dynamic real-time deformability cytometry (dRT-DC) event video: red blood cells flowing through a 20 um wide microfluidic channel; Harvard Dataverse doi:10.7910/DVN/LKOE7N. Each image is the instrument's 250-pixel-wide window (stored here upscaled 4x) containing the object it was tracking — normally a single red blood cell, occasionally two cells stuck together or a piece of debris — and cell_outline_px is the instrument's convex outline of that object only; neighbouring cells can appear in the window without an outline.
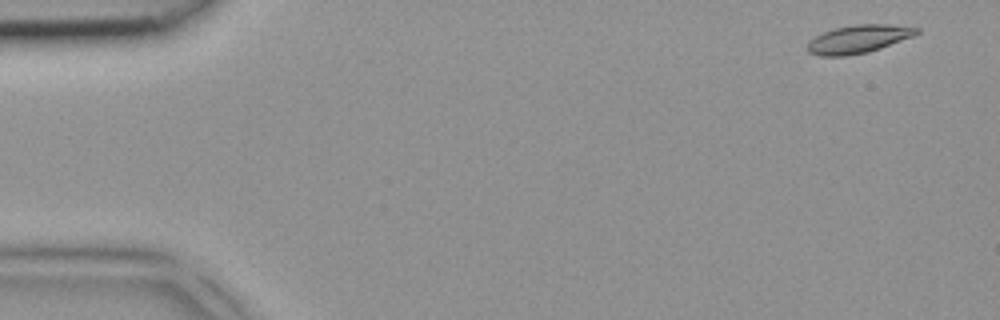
{"species": "common noctule bat (a hibernating species)", "species_latin": "Nyctalus noctula", "temperature_condition": "room temperature", "stored_images_in_passage": 4, "camera_frame_rate_fps": 3000, "um_per_image_px": 0.085, "animal": {"sex": "female", "body_mass_g": 18.4}, "frame": {"image": 1, "passage_image": 1, "time_ms": 0.0, "image_size_px": [1000, 320], "cell_outline_px": [[920, 32], [912, 36], [880, 48], [868, 52], [844, 56], [820, 56], [808, 52], [808, 40], [832, 28], [856, 24], [888, 24], [920, 28]], "centroid_in_image_um": [72.94, 3.31], "position_along_channel_um": 12.1, "area_um2": 17.8}}
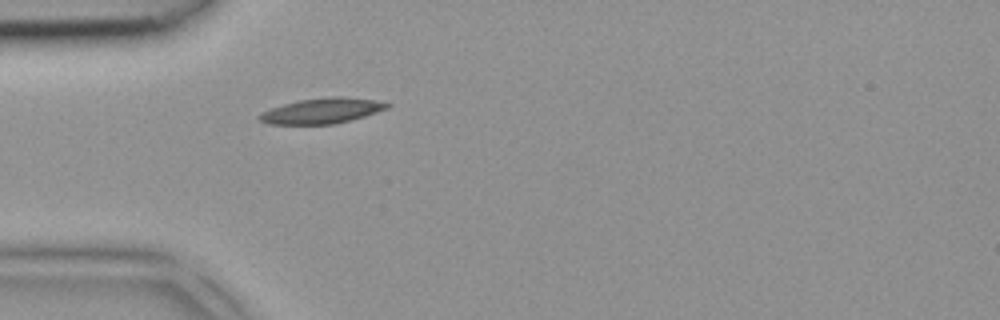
{"frame": {"image": 2, "passage_image": 4, "time_ms": 1.0, "image_size_px": [1000, 320], "cell_outline_px": [[392, 104], [388, 108], [364, 116], [336, 124], [268, 124], [260, 120], [256, 116], [272, 108], [284, 104], [300, 100], [328, 96], [340, 96], [372, 100]], "centroid_in_image_um": [27.36, 9.42], "position_along_channel_um": 57.6, "area_um2": 18.67}}